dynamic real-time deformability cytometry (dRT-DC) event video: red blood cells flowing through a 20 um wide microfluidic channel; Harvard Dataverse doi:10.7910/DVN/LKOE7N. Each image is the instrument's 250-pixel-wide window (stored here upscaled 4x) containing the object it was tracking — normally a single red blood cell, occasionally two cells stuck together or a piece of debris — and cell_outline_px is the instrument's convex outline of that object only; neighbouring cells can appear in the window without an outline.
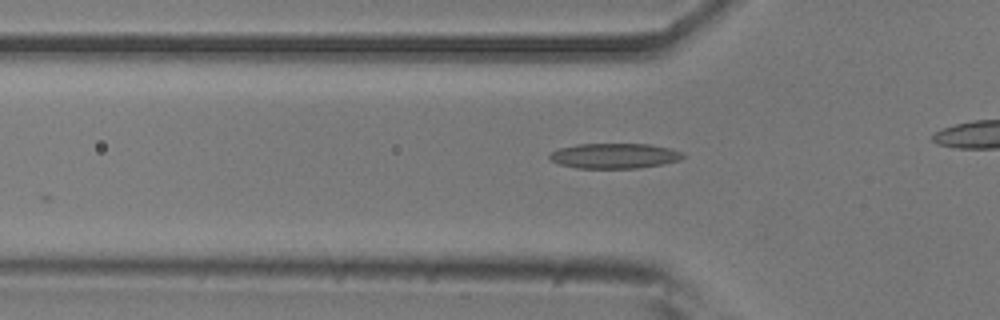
{"species": "common noctule bat (a hibernating species)", "species_latin": "Nyctalus noctula", "temperature_condition": "room temperature", "stored_images_in_passage": 20, "camera_frame_rate_fps": 3000, "um_per_image_px": 0.085, "animal": {"sex": "male", "body_mass_g": 20.5, "forearm_length_mm": 52.5}, "frame": {"image": 1, "passage_image": 4, "time_ms": 1.0, "image_size_px": [1000, 320], "cell_outline_px": [[684, 156], [680, 160], [664, 164], [636, 168], [576, 168], [560, 164], [552, 160], [548, 156], [552, 152], [560, 148], [576, 144], [648, 144], [668, 148], [684, 152]], "centroid_in_image_um": [52.25, 13.25], "position_along_channel_um": 73.6, "area_um2": 19.48}}
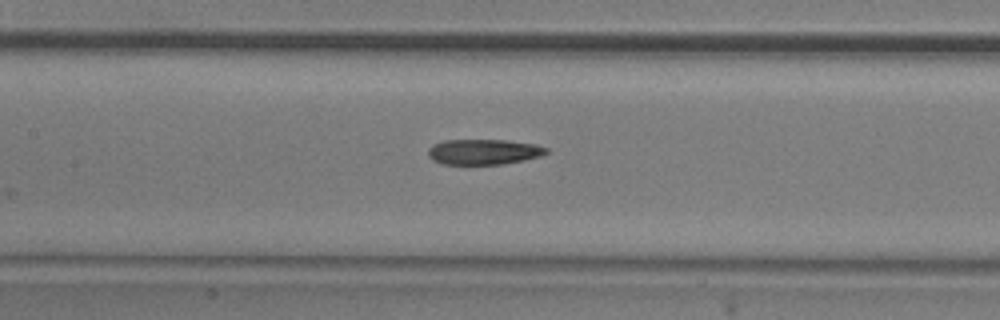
{"frame": {"image": 2, "passage_image": 11, "time_ms": 3.333, "image_size_px": [1000, 320], "cell_outline_px": [[548, 152], [540, 156], [524, 160], [500, 164], [440, 164], [432, 160], [428, 156], [428, 148], [432, 144], [444, 140], [508, 140], [536, 144], [548, 148]], "centroid_in_image_um": [41.08, 12.9], "position_along_channel_um": 166.3, "area_um2": 17.63}}
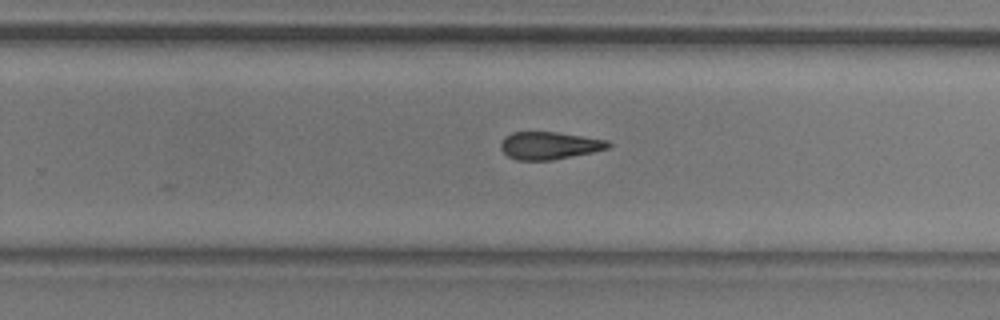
{"frame": {"image": 3, "passage_image": 20, "time_ms": 6.333, "image_size_px": [1000, 320], "cell_outline_px": [[612, 144], [608, 148], [592, 152], [552, 160], [516, 160], [508, 156], [500, 148], [500, 144], [504, 136], [512, 132], [556, 132], [608, 140]], "centroid_in_image_um": [46.67, 12.37], "position_along_channel_um": 283.1, "area_um2": 17.22}}